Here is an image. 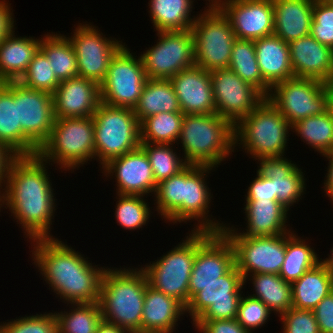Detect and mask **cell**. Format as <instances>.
<instances>
[{
	"label": "cell",
	"mask_w": 333,
	"mask_h": 333,
	"mask_svg": "<svg viewBox=\"0 0 333 333\" xmlns=\"http://www.w3.org/2000/svg\"><path fill=\"white\" fill-rule=\"evenodd\" d=\"M96 28L89 24H80L73 36L68 39L76 54L78 76L101 84L106 77L112 57L123 44L116 39L103 37Z\"/></svg>",
	"instance_id": "cell-17"
},
{
	"label": "cell",
	"mask_w": 333,
	"mask_h": 333,
	"mask_svg": "<svg viewBox=\"0 0 333 333\" xmlns=\"http://www.w3.org/2000/svg\"><path fill=\"white\" fill-rule=\"evenodd\" d=\"M41 38L40 50L46 55L58 81L78 76L77 58L68 37L46 34Z\"/></svg>",
	"instance_id": "cell-37"
},
{
	"label": "cell",
	"mask_w": 333,
	"mask_h": 333,
	"mask_svg": "<svg viewBox=\"0 0 333 333\" xmlns=\"http://www.w3.org/2000/svg\"><path fill=\"white\" fill-rule=\"evenodd\" d=\"M245 203L247 232H239V235L270 237L290 232L285 225L289 210L277 200L246 201Z\"/></svg>",
	"instance_id": "cell-30"
},
{
	"label": "cell",
	"mask_w": 333,
	"mask_h": 333,
	"mask_svg": "<svg viewBox=\"0 0 333 333\" xmlns=\"http://www.w3.org/2000/svg\"><path fill=\"white\" fill-rule=\"evenodd\" d=\"M303 142L322 155L333 151V106L324 114L309 116L292 125Z\"/></svg>",
	"instance_id": "cell-38"
},
{
	"label": "cell",
	"mask_w": 333,
	"mask_h": 333,
	"mask_svg": "<svg viewBox=\"0 0 333 333\" xmlns=\"http://www.w3.org/2000/svg\"><path fill=\"white\" fill-rule=\"evenodd\" d=\"M184 114L182 112H161L145 118L140 123L141 143H177L181 133Z\"/></svg>",
	"instance_id": "cell-40"
},
{
	"label": "cell",
	"mask_w": 333,
	"mask_h": 333,
	"mask_svg": "<svg viewBox=\"0 0 333 333\" xmlns=\"http://www.w3.org/2000/svg\"><path fill=\"white\" fill-rule=\"evenodd\" d=\"M0 144L16 156L37 155L38 148L22 133L18 123L13 81L0 82Z\"/></svg>",
	"instance_id": "cell-27"
},
{
	"label": "cell",
	"mask_w": 333,
	"mask_h": 333,
	"mask_svg": "<svg viewBox=\"0 0 333 333\" xmlns=\"http://www.w3.org/2000/svg\"><path fill=\"white\" fill-rule=\"evenodd\" d=\"M2 333H58L57 319L54 313L36 314L21 317L0 325Z\"/></svg>",
	"instance_id": "cell-46"
},
{
	"label": "cell",
	"mask_w": 333,
	"mask_h": 333,
	"mask_svg": "<svg viewBox=\"0 0 333 333\" xmlns=\"http://www.w3.org/2000/svg\"><path fill=\"white\" fill-rule=\"evenodd\" d=\"M1 192H3V190L2 191H0V194H1ZM0 203H1V198H0ZM0 209H1V204H0ZM1 212V211H0Z\"/></svg>",
	"instance_id": "cell-60"
},
{
	"label": "cell",
	"mask_w": 333,
	"mask_h": 333,
	"mask_svg": "<svg viewBox=\"0 0 333 333\" xmlns=\"http://www.w3.org/2000/svg\"><path fill=\"white\" fill-rule=\"evenodd\" d=\"M102 169L106 177L115 173L119 195L155 194L157 183L148 156L141 147L109 160Z\"/></svg>",
	"instance_id": "cell-20"
},
{
	"label": "cell",
	"mask_w": 333,
	"mask_h": 333,
	"mask_svg": "<svg viewBox=\"0 0 333 333\" xmlns=\"http://www.w3.org/2000/svg\"><path fill=\"white\" fill-rule=\"evenodd\" d=\"M180 140L187 164L218 167L234 152V125L217 113L184 115Z\"/></svg>",
	"instance_id": "cell-4"
},
{
	"label": "cell",
	"mask_w": 333,
	"mask_h": 333,
	"mask_svg": "<svg viewBox=\"0 0 333 333\" xmlns=\"http://www.w3.org/2000/svg\"><path fill=\"white\" fill-rule=\"evenodd\" d=\"M220 10L237 39L256 40L274 33L272 0H227Z\"/></svg>",
	"instance_id": "cell-19"
},
{
	"label": "cell",
	"mask_w": 333,
	"mask_h": 333,
	"mask_svg": "<svg viewBox=\"0 0 333 333\" xmlns=\"http://www.w3.org/2000/svg\"><path fill=\"white\" fill-rule=\"evenodd\" d=\"M14 32L0 41V82L18 81L40 49L41 39L15 37Z\"/></svg>",
	"instance_id": "cell-31"
},
{
	"label": "cell",
	"mask_w": 333,
	"mask_h": 333,
	"mask_svg": "<svg viewBox=\"0 0 333 333\" xmlns=\"http://www.w3.org/2000/svg\"><path fill=\"white\" fill-rule=\"evenodd\" d=\"M292 307L313 310L333 290V276L320 262L291 284Z\"/></svg>",
	"instance_id": "cell-32"
},
{
	"label": "cell",
	"mask_w": 333,
	"mask_h": 333,
	"mask_svg": "<svg viewBox=\"0 0 333 333\" xmlns=\"http://www.w3.org/2000/svg\"><path fill=\"white\" fill-rule=\"evenodd\" d=\"M318 255L305 240L291 234L286 240L285 259L279 275L287 282L297 281L306 271L320 263Z\"/></svg>",
	"instance_id": "cell-39"
},
{
	"label": "cell",
	"mask_w": 333,
	"mask_h": 333,
	"mask_svg": "<svg viewBox=\"0 0 333 333\" xmlns=\"http://www.w3.org/2000/svg\"><path fill=\"white\" fill-rule=\"evenodd\" d=\"M52 96L55 119L93 116L101 103L100 84L80 76L61 81Z\"/></svg>",
	"instance_id": "cell-22"
},
{
	"label": "cell",
	"mask_w": 333,
	"mask_h": 333,
	"mask_svg": "<svg viewBox=\"0 0 333 333\" xmlns=\"http://www.w3.org/2000/svg\"><path fill=\"white\" fill-rule=\"evenodd\" d=\"M228 68L256 88L265 98L270 93L271 87L263 80L257 63L254 40L236 38Z\"/></svg>",
	"instance_id": "cell-35"
},
{
	"label": "cell",
	"mask_w": 333,
	"mask_h": 333,
	"mask_svg": "<svg viewBox=\"0 0 333 333\" xmlns=\"http://www.w3.org/2000/svg\"><path fill=\"white\" fill-rule=\"evenodd\" d=\"M10 5L5 0L0 1V41L14 30V18Z\"/></svg>",
	"instance_id": "cell-53"
},
{
	"label": "cell",
	"mask_w": 333,
	"mask_h": 333,
	"mask_svg": "<svg viewBox=\"0 0 333 333\" xmlns=\"http://www.w3.org/2000/svg\"><path fill=\"white\" fill-rule=\"evenodd\" d=\"M246 201L277 200L274 195L272 179L264 178L257 174V177L248 187Z\"/></svg>",
	"instance_id": "cell-52"
},
{
	"label": "cell",
	"mask_w": 333,
	"mask_h": 333,
	"mask_svg": "<svg viewBox=\"0 0 333 333\" xmlns=\"http://www.w3.org/2000/svg\"><path fill=\"white\" fill-rule=\"evenodd\" d=\"M245 285L242 274L235 265L227 274L202 288L186 306L195 320L234 319L237 316L241 290Z\"/></svg>",
	"instance_id": "cell-15"
},
{
	"label": "cell",
	"mask_w": 333,
	"mask_h": 333,
	"mask_svg": "<svg viewBox=\"0 0 333 333\" xmlns=\"http://www.w3.org/2000/svg\"><path fill=\"white\" fill-rule=\"evenodd\" d=\"M25 87L53 94L60 84L46 55L39 49L26 72L18 80Z\"/></svg>",
	"instance_id": "cell-44"
},
{
	"label": "cell",
	"mask_w": 333,
	"mask_h": 333,
	"mask_svg": "<svg viewBox=\"0 0 333 333\" xmlns=\"http://www.w3.org/2000/svg\"><path fill=\"white\" fill-rule=\"evenodd\" d=\"M184 313L186 307L181 302L148 283L139 333H173L176 322Z\"/></svg>",
	"instance_id": "cell-26"
},
{
	"label": "cell",
	"mask_w": 333,
	"mask_h": 333,
	"mask_svg": "<svg viewBox=\"0 0 333 333\" xmlns=\"http://www.w3.org/2000/svg\"><path fill=\"white\" fill-rule=\"evenodd\" d=\"M95 333H130L127 329L119 327L115 324L104 321L103 319L97 326Z\"/></svg>",
	"instance_id": "cell-56"
},
{
	"label": "cell",
	"mask_w": 333,
	"mask_h": 333,
	"mask_svg": "<svg viewBox=\"0 0 333 333\" xmlns=\"http://www.w3.org/2000/svg\"><path fill=\"white\" fill-rule=\"evenodd\" d=\"M196 255V231L182 243L160 257L156 262L145 265L149 284L165 295L176 298L185 307L189 304V279Z\"/></svg>",
	"instance_id": "cell-10"
},
{
	"label": "cell",
	"mask_w": 333,
	"mask_h": 333,
	"mask_svg": "<svg viewBox=\"0 0 333 333\" xmlns=\"http://www.w3.org/2000/svg\"><path fill=\"white\" fill-rule=\"evenodd\" d=\"M129 50L124 44L110 61L100 84L104 104L134 109L139 101L148 78L140 56L136 59Z\"/></svg>",
	"instance_id": "cell-12"
},
{
	"label": "cell",
	"mask_w": 333,
	"mask_h": 333,
	"mask_svg": "<svg viewBox=\"0 0 333 333\" xmlns=\"http://www.w3.org/2000/svg\"><path fill=\"white\" fill-rule=\"evenodd\" d=\"M283 333H320L313 310L291 307L280 316Z\"/></svg>",
	"instance_id": "cell-49"
},
{
	"label": "cell",
	"mask_w": 333,
	"mask_h": 333,
	"mask_svg": "<svg viewBox=\"0 0 333 333\" xmlns=\"http://www.w3.org/2000/svg\"><path fill=\"white\" fill-rule=\"evenodd\" d=\"M320 333H333V290L313 309Z\"/></svg>",
	"instance_id": "cell-51"
},
{
	"label": "cell",
	"mask_w": 333,
	"mask_h": 333,
	"mask_svg": "<svg viewBox=\"0 0 333 333\" xmlns=\"http://www.w3.org/2000/svg\"><path fill=\"white\" fill-rule=\"evenodd\" d=\"M323 156H325L327 158V160H329V166H328V170H327V175H326V180H324V191H326V194L328 195V197H330V200L333 201V151L328 152L326 154H324Z\"/></svg>",
	"instance_id": "cell-55"
},
{
	"label": "cell",
	"mask_w": 333,
	"mask_h": 333,
	"mask_svg": "<svg viewBox=\"0 0 333 333\" xmlns=\"http://www.w3.org/2000/svg\"><path fill=\"white\" fill-rule=\"evenodd\" d=\"M148 283L142 267L138 270L106 268L98 302L103 320L125 328L130 333H139Z\"/></svg>",
	"instance_id": "cell-3"
},
{
	"label": "cell",
	"mask_w": 333,
	"mask_h": 333,
	"mask_svg": "<svg viewBox=\"0 0 333 333\" xmlns=\"http://www.w3.org/2000/svg\"><path fill=\"white\" fill-rule=\"evenodd\" d=\"M256 160L260 161L257 174L272 179L277 201L289 210L291 205L299 201L306 187L303 172L283 156Z\"/></svg>",
	"instance_id": "cell-25"
},
{
	"label": "cell",
	"mask_w": 333,
	"mask_h": 333,
	"mask_svg": "<svg viewBox=\"0 0 333 333\" xmlns=\"http://www.w3.org/2000/svg\"><path fill=\"white\" fill-rule=\"evenodd\" d=\"M33 242V260L46 283L60 299L70 303H98L100 284L106 268L94 267L79 252L56 238ZM35 250V251H34Z\"/></svg>",
	"instance_id": "cell-2"
},
{
	"label": "cell",
	"mask_w": 333,
	"mask_h": 333,
	"mask_svg": "<svg viewBox=\"0 0 333 333\" xmlns=\"http://www.w3.org/2000/svg\"><path fill=\"white\" fill-rule=\"evenodd\" d=\"M254 292L250 296L260 299L270 311L284 314L292 307V287L280 275L269 273L251 274Z\"/></svg>",
	"instance_id": "cell-36"
},
{
	"label": "cell",
	"mask_w": 333,
	"mask_h": 333,
	"mask_svg": "<svg viewBox=\"0 0 333 333\" xmlns=\"http://www.w3.org/2000/svg\"><path fill=\"white\" fill-rule=\"evenodd\" d=\"M290 129L292 126L285 117L264 98L234 126L235 147L243 144L245 152L254 159L284 156Z\"/></svg>",
	"instance_id": "cell-5"
},
{
	"label": "cell",
	"mask_w": 333,
	"mask_h": 333,
	"mask_svg": "<svg viewBox=\"0 0 333 333\" xmlns=\"http://www.w3.org/2000/svg\"><path fill=\"white\" fill-rule=\"evenodd\" d=\"M71 312H55L58 333H95L102 315L98 303L73 304ZM76 305V307H75ZM75 307V309H74Z\"/></svg>",
	"instance_id": "cell-42"
},
{
	"label": "cell",
	"mask_w": 333,
	"mask_h": 333,
	"mask_svg": "<svg viewBox=\"0 0 333 333\" xmlns=\"http://www.w3.org/2000/svg\"><path fill=\"white\" fill-rule=\"evenodd\" d=\"M274 33L286 43L310 35L315 0H272Z\"/></svg>",
	"instance_id": "cell-28"
},
{
	"label": "cell",
	"mask_w": 333,
	"mask_h": 333,
	"mask_svg": "<svg viewBox=\"0 0 333 333\" xmlns=\"http://www.w3.org/2000/svg\"><path fill=\"white\" fill-rule=\"evenodd\" d=\"M212 168L211 166L189 164L185 167V183H183L182 191V222L186 223L191 219H199L200 224L196 225L193 231L222 232L225 227L223 223L220 224L216 220L208 219L209 215H207L212 196L204 177Z\"/></svg>",
	"instance_id": "cell-21"
},
{
	"label": "cell",
	"mask_w": 333,
	"mask_h": 333,
	"mask_svg": "<svg viewBox=\"0 0 333 333\" xmlns=\"http://www.w3.org/2000/svg\"><path fill=\"white\" fill-rule=\"evenodd\" d=\"M254 44L262 78L270 87L294 77L288 43L272 34L254 40Z\"/></svg>",
	"instance_id": "cell-29"
},
{
	"label": "cell",
	"mask_w": 333,
	"mask_h": 333,
	"mask_svg": "<svg viewBox=\"0 0 333 333\" xmlns=\"http://www.w3.org/2000/svg\"><path fill=\"white\" fill-rule=\"evenodd\" d=\"M294 77L328 83L333 73V49L311 35L288 43Z\"/></svg>",
	"instance_id": "cell-24"
},
{
	"label": "cell",
	"mask_w": 333,
	"mask_h": 333,
	"mask_svg": "<svg viewBox=\"0 0 333 333\" xmlns=\"http://www.w3.org/2000/svg\"><path fill=\"white\" fill-rule=\"evenodd\" d=\"M210 79L216 113L234 126L249 115L265 98L256 88L243 81L229 68L210 71Z\"/></svg>",
	"instance_id": "cell-16"
},
{
	"label": "cell",
	"mask_w": 333,
	"mask_h": 333,
	"mask_svg": "<svg viewBox=\"0 0 333 333\" xmlns=\"http://www.w3.org/2000/svg\"><path fill=\"white\" fill-rule=\"evenodd\" d=\"M233 244L223 232L196 231V255L189 279V301L204 286L235 266Z\"/></svg>",
	"instance_id": "cell-13"
},
{
	"label": "cell",
	"mask_w": 333,
	"mask_h": 333,
	"mask_svg": "<svg viewBox=\"0 0 333 333\" xmlns=\"http://www.w3.org/2000/svg\"><path fill=\"white\" fill-rule=\"evenodd\" d=\"M157 35V44L140 55L148 79L169 80L195 65L191 30L160 31Z\"/></svg>",
	"instance_id": "cell-14"
},
{
	"label": "cell",
	"mask_w": 333,
	"mask_h": 333,
	"mask_svg": "<svg viewBox=\"0 0 333 333\" xmlns=\"http://www.w3.org/2000/svg\"><path fill=\"white\" fill-rule=\"evenodd\" d=\"M237 230L233 226H225L222 232L233 244L235 264L244 282L250 274L279 275L285 259L286 240L292 232L270 237H247L239 235L235 232Z\"/></svg>",
	"instance_id": "cell-11"
},
{
	"label": "cell",
	"mask_w": 333,
	"mask_h": 333,
	"mask_svg": "<svg viewBox=\"0 0 333 333\" xmlns=\"http://www.w3.org/2000/svg\"><path fill=\"white\" fill-rule=\"evenodd\" d=\"M310 35L333 49V4L329 0L314 1Z\"/></svg>",
	"instance_id": "cell-47"
},
{
	"label": "cell",
	"mask_w": 333,
	"mask_h": 333,
	"mask_svg": "<svg viewBox=\"0 0 333 333\" xmlns=\"http://www.w3.org/2000/svg\"><path fill=\"white\" fill-rule=\"evenodd\" d=\"M45 165L38 155L16 156L0 194L1 206L7 205L31 240L53 238L49 229L56 203Z\"/></svg>",
	"instance_id": "cell-1"
},
{
	"label": "cell",
	"mask_w": 333,
	"mask_h": 333,
	"mask_svg": "<svg viewBox=\"0 0 333 333\" xmlns=\"http://www.w3.org/2000/svg\"><path fill=\"white\" fill-rule=\"evenodd\" d=\"M266 99L291 126L309 116L324 114L333 106L328 85L310 78L293 77L276 83Z\"/></svg>",
	"instance_id": "cell-8"
},
{
	"label": "cell",
	"mask_w": 333,
	"mask_h": 333,
	"mask_svg": "<svg viewBox=\"0 0 333 333\" xmlns=\"http://www.w3.org/2000/svg\"><path fill=\"white\" fill-rule=\"evenodd\" d=\"M183 183H185V168L158 183L154 194L158 213L173 224L182 221Z\"/></svg>",
	"instance_id": "cell-41"
},
{
	"label": "cell",
	"mask_w": 333,
	"mask_h": 333,
	"mask_svg": "<svg viewBox=\"0 0 333 333\" xmlns=\"http://www.w3.org/2000/svg\"><path fill=\"white\" fill-rule=\"evenodd\" d=\"M13 97L17 100L22 133L39 149L48 139L55 120L53 96L13 81Z\"/></svg>",
	"instance_id": "cell-18"
},
{
	"label": "cell",
	"mask_w": 333,
	"mask_h": 333,
	"mask_svg": "<svg viewBox=\"0 0 333 333\" xmlns=\"http://www.w3.org/2000/svg\"><path fill=\"white\" fill-rule=\"evenodd\" d=\"M37 155L46 163L57 162L60 169H75L95 157L93 117L58 118ZM49 161V162H48Z\"/></svg>",
	"instance_id": "cell-6"
},
{
	"label": "cell",
	"mask_w": 333,
	"mask_h": 333,
	"mask_svg": "<svg viewBox=\"0 0 333 333\" xmlns=\"http://www.w3.org/2000/svg\"><path fill=\"white\" fill-rule=\"evenodd\" d=\"M327 85H328V89L331 94V101H332V105H333V73H332V76H331L330 80L328 81Z\"/></svg>",
	"instance_id": "cell-59"
},
{
	"label": "cell",
	"mask_w": 333,
	"mask_h": 333,
	"mask_svg": "<svg viewBox=\"0 0 333 333\" xmlns=\"http://www.w3.org/2000/svg\"><path fill=\"white\" fill-rule=\"evenodd\" d=\"M169 80L184 115L216 113L210 71L194 65Z\"/></svg>",
	"instance_id": "cell-23"
},
{
	"label": "cell",
	"mask_w": 333,
	"mask_h": 333,
	"mask_svg": "<svg viewBox=\"0 0 333 333\" xmlns=\"http://www.w3.org/2000/svg\"><path fill=\"white\" fill-rule=\"evenodd\" d=\"M150 16L156 31L191 30L196 17L191 18L192 0H150Z\"/></svg>",
	"instance_id": "cell-34"
},
{
	"label": "cell",
	"mask_w": 333,
	"mask_h": 333,
	"mask_svg": "<svg viewBox=\"0 0 333 333\" xmlns=\"http://www.w3.org/2000/svg\"><path fill=\"white\" fill-rule=\"evenodd\" d=\"M140 147L148 156L157 184L178 174L188 165L185 160L177 156L176 152H173L170 144L141 143Z\"/></svg>",
	"instance_id": "cell-43"
},
{
	"label": "cell",
	"mask_w": 333,
	"mask_h": 333,
	"mask_svg": "<svg viewBox=\"0 0 333 333\" xmlns=\"http://www.w3.org/2000/svg\"><path fill=\"white\" fill-rule=\"evenodd\" d=\"M16 157L6 146L0 144V190L5 186V180L11 161ZM5 178V179H4ZM4 183V185H2Z\"/></svg>",
	"instance_id": "cell-54"
},
{
	"label": "cell",
	"mask_w": 333,
	"mask_h": 333,
	"mask_svg": "<svg viewBox=\"0 0 333 333\" xmlns=\"http://www.w3.org/2000/svg\"><path fill=\"white\" fill-rule=\"evenodd\" d=\"M133 110L140 123L161 112H182L172 83L165 79H148Z\"/></svg>",
	"instance_id": "cell-33"
},
{
	"label": "cell",
	"mask_w": 333,
	"mask_h": 333,
	"mask_svg": "<svg viewBox=\"0 0 333 333\" xmlns=\"http://www.w3.org/2000/svg\"><path fill=\"white\" fill-rule=\"evenodd\" d=\"M203 13L191 28L195 65L206 71L228 68L236 40L229 19L221 10L206 9Z\"/></svg>",
	"instance_id": "cell-9"
},
{
	"label": "cell",
	"mask_w": 333,
	"mask_h": 333,
	"mask_svg": "<svg viewBox=\"0 0 333 333\" xmlns=\"http://www.w3.org/2000/svg\"><path fill=\"white\" fill-rule=\"evenodd\" d=\"M210 3L208 10H220L227 0H208Z\"/></svg>",
	"instance_id": "cell-58"
},
{
	"label": "cell",
	"mask_w": 333,
	"mask_h": 333,
	"mask_svg": "<svg viewBox=\"0 0 333 333\" xmlns=\"http://www.w3.org/2000/svg\"><path fill=\"white\" fill-rule=\"evenodd\" d=\"M92 117L95 158L102 166L140 147V122L133 109L101 102Z\"/></svg>",
	"instance_id": "cell-7"
},
{
	"label": "cell",
	"mask_w": 333,
	"mask_h": 333,
	"mask_svg": "<svg viewBox=\"0 0 333 333\" xmlns=\"http://www.w3.org/2000/svg\"><path fill=\"white\" fill-rule=\"evenodd\" d=\"M331 254L329 255V258H325L324 260H322V258L320 259V262L326 267V269L332 274L333 276V248L330 252Z\"/></svg>",
	"instance_id": "cell-57"
},
{
	"label": "cell",
	"mask_w": 333,
	"mask_h": 333,
	"mask_svg": "<svg viewBox=\"0 0 333 333\" xmlns=\"http://www.w3.org/2000/svg\"><path fill=\"white\" fill-rule=\"evenodd\" d=\"M143 197L118 194L119 201L116 202L115 217L122 228L140 229L148 222L151 211Z\"/></svg>",
	"instance_id": "cell-45"
},
{
	"label": "cell",
	"mask_w": 333,
	"mask_h": 333,
	"mask_svg": "<svg viewBox=\"0 0 333 333\" xmlns=\"http://www.w3.org/2000/svg\"><path fill=\"white\" fill-rule=\"evenodd\" d=\"M271 314L270 309L260 299L252 296H241L236 320L250 333L255 328L263 326Z\"/></svg>",
	"instance_id": "cell-48"
},
{
	"label": "cell",
	"mask_w": 333,
	"mask_h": 333,
	"mask_svg": "<svg viewBox=\"0 0 333 333\" xmlns=\"http://www.w3.org/2000/svg\"><path fill=\"white\" fill-rule=\"evenodd\" d=\"M194 327L200 333H250L237 320L221 319V320H195Z\"/></svg>",
	"instance_id": "cell-50"
}]
</instances>
